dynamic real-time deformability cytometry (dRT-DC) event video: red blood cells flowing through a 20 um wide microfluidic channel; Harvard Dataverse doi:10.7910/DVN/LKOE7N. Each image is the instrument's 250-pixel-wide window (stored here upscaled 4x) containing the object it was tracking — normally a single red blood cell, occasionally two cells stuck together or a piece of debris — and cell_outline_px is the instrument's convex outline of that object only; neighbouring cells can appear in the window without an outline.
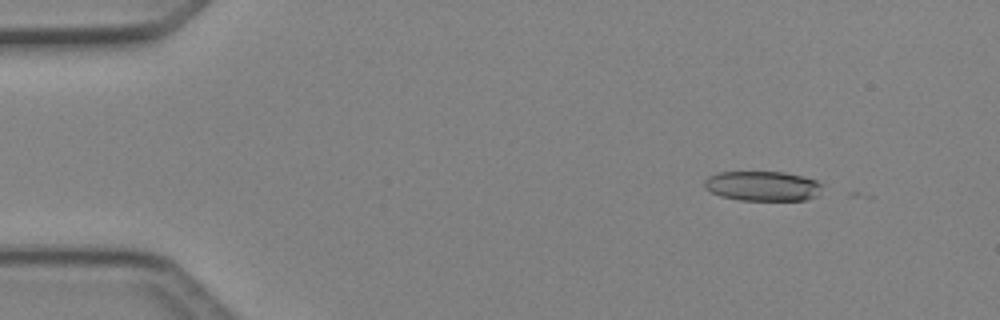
{"species": "Egyptian fruit bat (a non-hibernating species)", "species_latin": "Rousettus aegyptiacus", "temperature_condition": "cold", "stored_images_in_passage": 2, "camera_frame_rate_fps": 3000, "um_per_image_px": 0.085, "animal": {"sex": "female"}, "frame": {"image": 1, "passage_image": 1, "time_ms": 0.0, "image_size_px": [1000, 320], "cell_outline_px": [[824, 184], [820, 196], [804, 200], [740, 200], [720, 196], [704, 188], [704, 180], [708, 176], [720, 172], [784, 172], [804, 176], [816, 180]], "centroid_in_image_um": [64.88, 15.81], "position_along_channel_um": 20.1, "area_um2": 20.81}}